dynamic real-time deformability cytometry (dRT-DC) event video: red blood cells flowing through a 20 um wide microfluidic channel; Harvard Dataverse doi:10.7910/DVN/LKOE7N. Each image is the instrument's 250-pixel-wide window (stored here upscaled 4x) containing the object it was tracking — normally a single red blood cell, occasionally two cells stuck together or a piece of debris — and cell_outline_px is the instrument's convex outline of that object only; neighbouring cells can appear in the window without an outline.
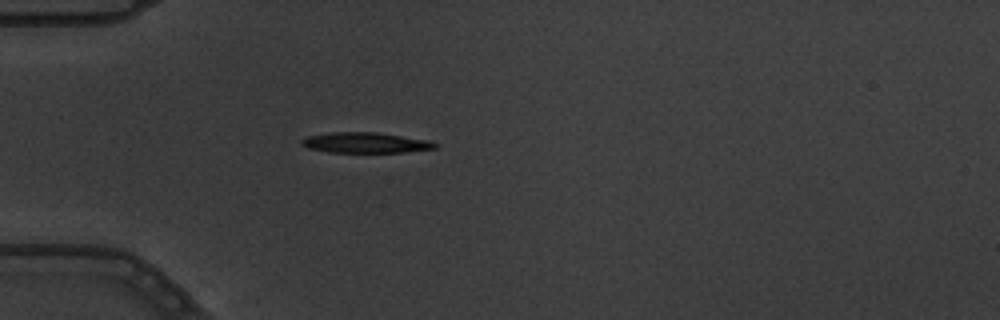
{"species": "common noctule bat (a hibernating species)", "species_latin": "Nyctalus noctula", "temperature_condition": "warm", "stored_images_in_passage": 1, "camera_frame_rate_fps": 3000, "um_per_image_px": 0.085, "animal": {"sex": "male", "body_mass_g": 19.5, "forearm_length_mm": 54.6}, "frame": {"image": 1, "passage_image": 1, "time_ms": 0.0, "image_size_px": [1000, 320], "cell_outline_px": [[436, 148], [404, 152], [328, 152], [308, 148], [300, 144], [300, 140], [308, 136], [328, 132], [376, 132], [428, 140], [436, 144]], "centroid_in_image_um": [31.0, 12.12], "position_along_channel_um": 54.0, "area_um2": 15.84}}